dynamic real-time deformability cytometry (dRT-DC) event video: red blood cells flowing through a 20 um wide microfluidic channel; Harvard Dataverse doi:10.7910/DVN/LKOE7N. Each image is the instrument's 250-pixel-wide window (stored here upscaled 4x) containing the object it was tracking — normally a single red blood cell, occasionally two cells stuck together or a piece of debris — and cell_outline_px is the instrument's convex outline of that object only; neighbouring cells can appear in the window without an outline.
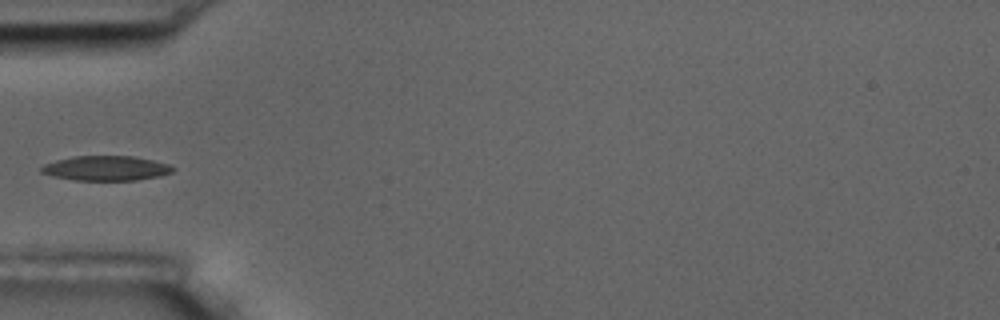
{"species": "common noctule bat (a hibernating species)", "species_latin": "Nyctalus noctula", "temperature_condition": "room temperature", "stored_images_in_passage": 6, "camera_frame_rate_fps": 3000, "um_per_image_px": 0.085, "animal": {"sex": "male", "body_mass_g": 17.5, "forearm_length_mm": 52.3}, "frame": {"image": 1, "passage_image": 6, "time_ms": 5.667, "image_size_px": [1000, 320], "cell_outline_px": [[176, 168], [172, 172], [160, 176], [136, 180], [76, 180], [56, 176], [40, 172], [40, 168], [44, 164], [56, 160], [76, 156], [132, 156], [152, 160], [168, 164]], "centroid_in_image_um": [9.04, 14.3], "position_along_channel_um": 76.0, "area_um2": 18.79}}